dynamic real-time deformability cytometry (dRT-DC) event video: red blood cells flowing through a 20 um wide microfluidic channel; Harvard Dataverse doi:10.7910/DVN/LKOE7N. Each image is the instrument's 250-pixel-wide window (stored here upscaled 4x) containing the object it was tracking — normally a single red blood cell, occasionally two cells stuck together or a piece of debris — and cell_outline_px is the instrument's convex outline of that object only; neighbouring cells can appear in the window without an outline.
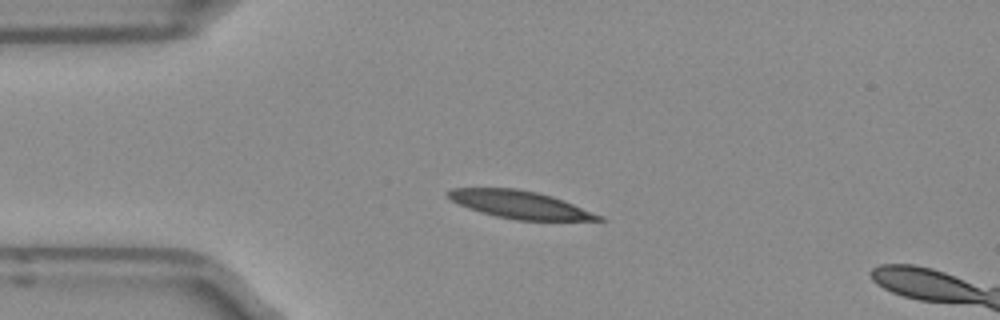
{"species": "Egyptian fruit bat (a non-hibernating species)", "species_latin": "Rousettus aegyptiacus", "temperature_condition": "room temperature", "stored_images_in_passage": 41, "segment_of_instrument_passage": [1, 2], "camera_frame_rate_fps": 3000, "um_per_image_px": 0.085, "frame": {"image": 1, "passage_image": 1, "time_ms": 0.0, "image_size_px": [1000, 320], "cell_outline_px": [[608, 220], [516, 220], [496, 216], [480, 212], [468, 208], [452, 200], [444, 192], [452, 188], [516, 188], [536, 192], [552, 196], [564, 200], [604, 216]], "centroid_in_image_um": [44.21, 17.39], "position_along_channel_um": 40.8, "area_um2": 24.22}}
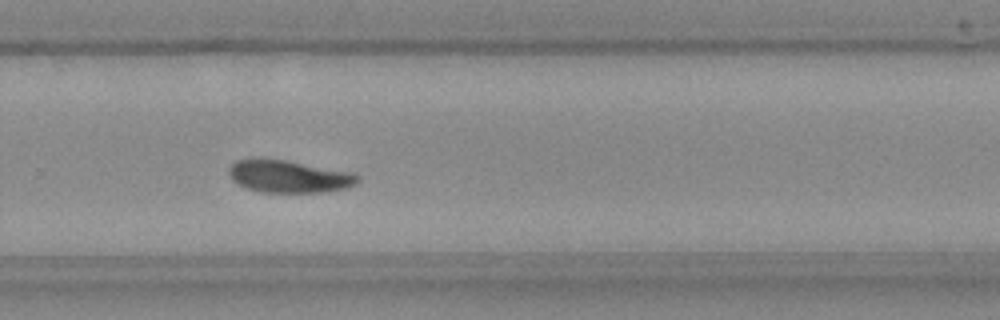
{"frame": {"image": 2, "passage_image": 23, "time_ms": 7.333, "image_size_px": [1000, 320], "cell_outline_px": [[360, 180], [356, 184], [348, 188], [324, 192], [260, 192], [248, 188], [232, 180], [228, 172], [228, 168], [236, 160], [284, 160], [356, 172], [360, 176]], "centroid_in_image_um": [24.65, 15.01], "position_along_channel_um": 305.1, "area_um2": 24.22}}
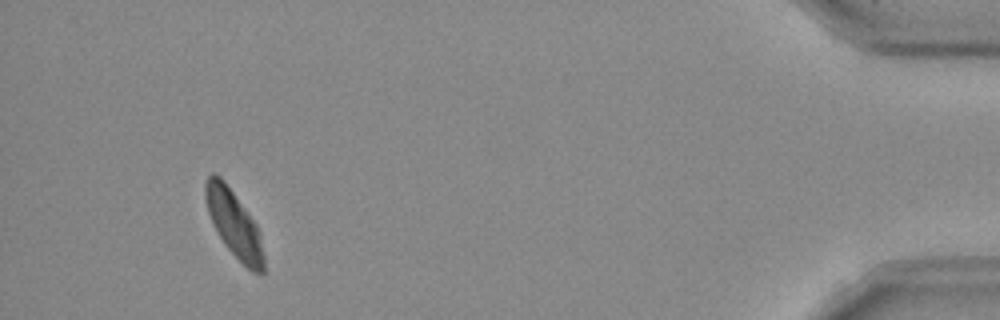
{"frame": {"image": 3, "passage_image": 37, "time_ms": 12.0, "image_size_px": [1000, 320], "cell_outline_px": [[264, 272], [260, 276], [252, 272], [224, 244], [212, 224], [208, 212], [204, 196], [204, 184], [208, 176], [212, 172], [220, 176], [224, 180], [256, 224], [260, 232], [264, 256]], "centroid_in_image_um": [19.89, 19.03], "position_along_channel_um": 415.3, "area_um2": 22.66}}